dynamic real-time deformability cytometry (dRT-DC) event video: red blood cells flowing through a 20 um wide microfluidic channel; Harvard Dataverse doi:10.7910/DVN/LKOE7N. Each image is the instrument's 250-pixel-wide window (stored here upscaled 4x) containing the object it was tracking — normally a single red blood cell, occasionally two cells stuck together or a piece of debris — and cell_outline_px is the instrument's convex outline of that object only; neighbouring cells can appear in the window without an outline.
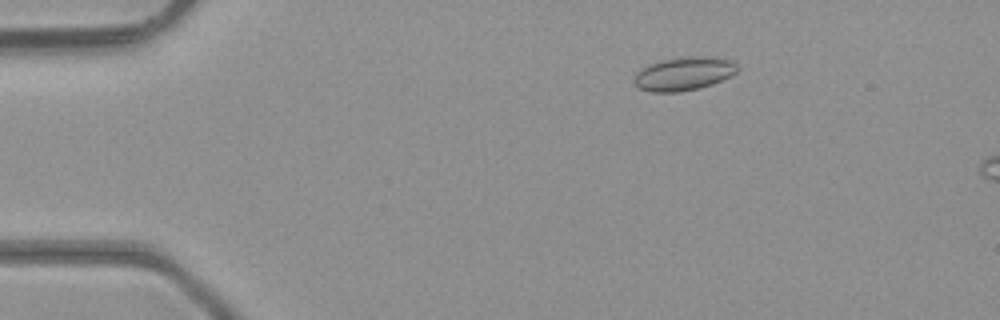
{"species": "common noctule bat (a hibernating species)", "species_latin": "Nyctalus noctula", "temperature_condition": "room temperature", "stored_images_in_passage": 3, "camera_frame_rate_fps": 3000, "um_per_image_px": 0.085, "animal": {"sex": "male", "body_mass_g": 23.1, "forearm_length_mm": 52.7}, "frame": {"image": 1, "passage_image": 1, "time_ms": 0.0, "image_size_px": [1000, 320], "cell_outline_px": [[740, 68], [736, 72], [712, 84], [700, 88], [680, 92], [652, 92], [640, 88], [636, 84], [636, 72], [660, 60], [692, 56], [712, 56], [732, 60]], "centroid_in_image_um": [58.18, 6.26], "position_along_channel_um": 26.8, "area_um2": 19.88}}